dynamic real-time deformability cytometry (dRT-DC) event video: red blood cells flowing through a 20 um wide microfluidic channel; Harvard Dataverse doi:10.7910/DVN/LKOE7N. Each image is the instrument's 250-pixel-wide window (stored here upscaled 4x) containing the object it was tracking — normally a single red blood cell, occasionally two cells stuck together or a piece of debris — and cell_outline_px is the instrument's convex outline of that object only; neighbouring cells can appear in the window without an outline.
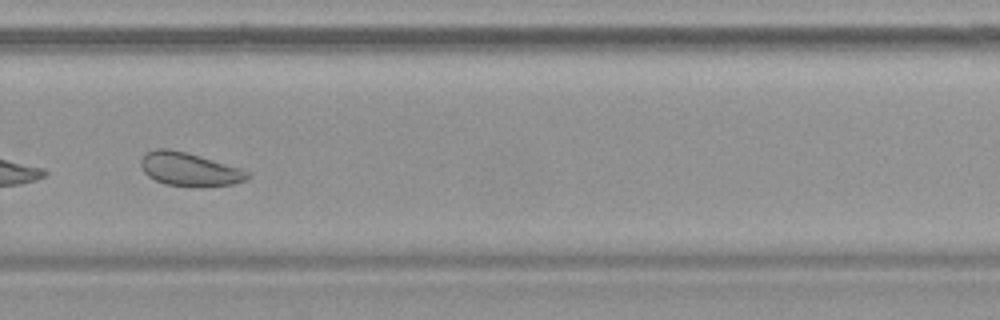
{"species": "common noctule bat (a hibernating species)", "species_latin": "Nyctalus noctula", "temperature_condition": "warm", "stored_images_in_passage": 31, "camera_frame_rate_fps": 3000, "um_per_image_px": 0.085, "animal": {"sex": "female", "body_mass_g": 19.9}, "frame": {"image": 1, "passage_image": 18, "time_ms": 5.667, "image_size_px": [1000, 320], "cell_outline_px": [[252, 176], [248, 180], [232, 184], [164, 184], [148, 176], [144, 172], [140, 164], [140, 160], [148, 152], [156, 148], [168, 148], [200, 156], [240, 168], [252, 172]], "centroid_in_image_um": [16.11, 14.35], "position_along_channel_um": 313.7, "area_um2": 20.06}}